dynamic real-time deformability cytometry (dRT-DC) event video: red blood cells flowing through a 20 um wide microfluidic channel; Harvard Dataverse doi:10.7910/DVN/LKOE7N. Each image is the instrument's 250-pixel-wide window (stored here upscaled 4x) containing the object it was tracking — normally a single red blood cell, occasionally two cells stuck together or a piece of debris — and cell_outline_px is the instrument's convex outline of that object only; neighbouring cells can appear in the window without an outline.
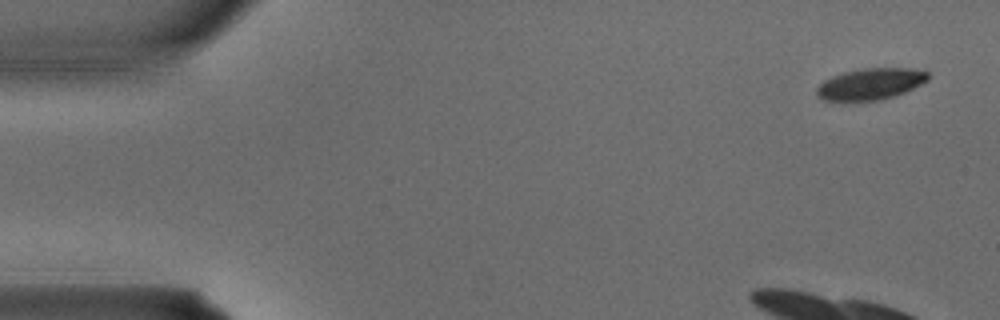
{"species": "common noctule bat (a hibernating species)", "species_latin": "Nyctalus noctula", "temperature_condition": "warm", "stored_images_in_passage": 3, "segment_of_instrument_passage": [2, 2], "camera_frame_rate_fps": 3000, "um_per_image_px": 0.085, "animal": {"sex": "male", "body_mass_g": 15.6}, "frame": {"image": 1, "passage_image": 3, "time_ms": 0.667, "image_size_px": [1000, 320], "cell_outline_px": [[928, 80], [896, 96], [880, 100], [824, 100], [816, 96], [816, 88], [824, 80], [832, 76], [844, 72], [864, 68], [924, 68], [928, 72]], "centroid_in_image_um": [74.02, 7.12], "position_along_channel_um": 11.0, "area_um2": 20.4}}